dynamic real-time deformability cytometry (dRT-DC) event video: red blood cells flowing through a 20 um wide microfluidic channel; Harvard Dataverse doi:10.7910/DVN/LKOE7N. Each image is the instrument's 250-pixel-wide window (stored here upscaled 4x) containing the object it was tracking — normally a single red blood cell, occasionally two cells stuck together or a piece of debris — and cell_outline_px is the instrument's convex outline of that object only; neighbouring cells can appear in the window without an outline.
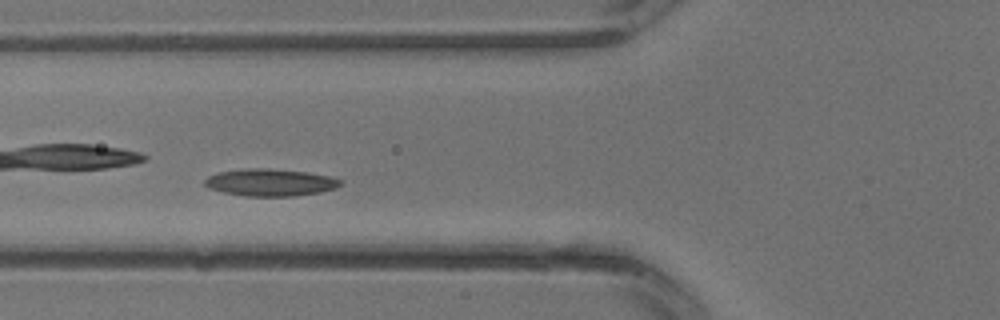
{"species": "common noctule bat (a hibernating species)", "species_latin": "Nyctalus noctula", "temperature_condition": "warm", "stored_images_in_passage": 21, "camera_frame_rate_fps": 3000, "um_per_image_px": 0.085, "animal": {"sex": "male", "body_mass_g": 13.3}, "frame": {"image": 1, "passage_image": 3, "time_ms": 0.667, "image_size_px": [1000, 320], "cell_outline_px": [[344, 180], [336, 188], [320, 192], [296, 196], [244, 196], [224, 192], [208, 188], [204, 184], [204, 180], [208, 176], [220, 172], [248, 168], [268, 168], [308, 172], [328, 176]], "centroid_in_image_um": [22.98, 15.51], "position_along_channel_um": 102.8, "area_um2": 21.5}}
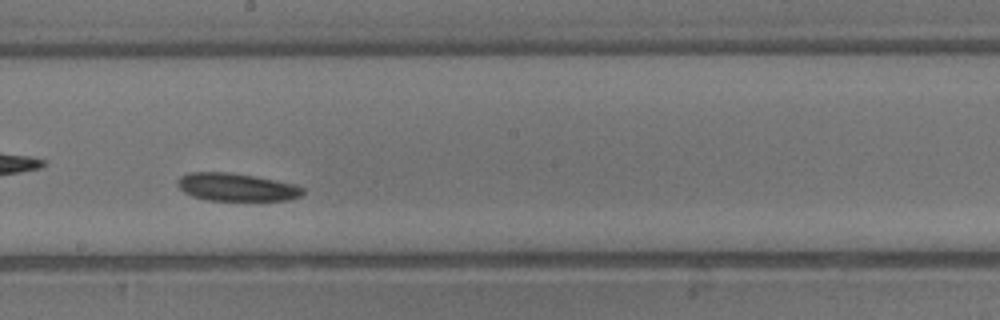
{"frame": {"image": 2, "passage_image": 9, "time_ms": 2.667, "image_size_px": [1000, 320], "cell_outline_px": [[304, 192], [300, 196], [288, 200], [208, 200], [192, 196], [184, 192], [176, 184], [180, 176], [192, 172], [228, 172], [252, 176], [296, 184], [304, 188]], "centroid_in_image_um": [20.1, 15.91], "position_along_channel_um": 228.1, "area_um2": 20.17}}
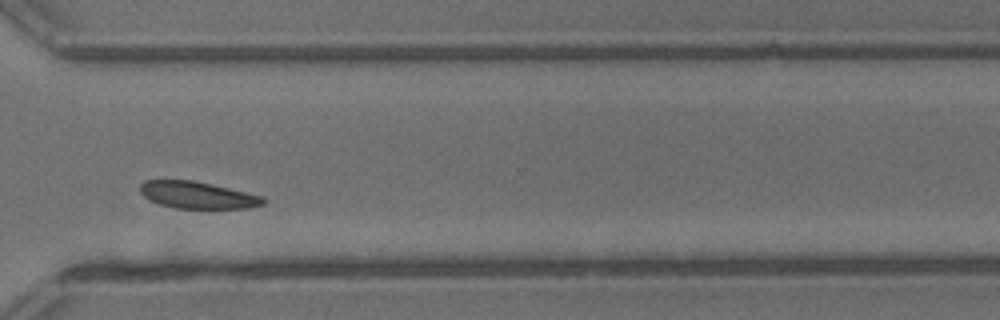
{"frame": {"image": 3, "passage_image": 15, "time_ms": 4.667, "image_size_px": [1000, 320], "cell_outline_px": [[268, 200], [264, 204], [248, 208], [176, 208], [160, 204], [144, 196], [140, 192], [140, 184], [144, 180], [192, 180], [264, 196]], "centroid_in_image_um": [16.81, 16.58], "position_along_channel_um": 353.8, "area_um2": 19.19}}